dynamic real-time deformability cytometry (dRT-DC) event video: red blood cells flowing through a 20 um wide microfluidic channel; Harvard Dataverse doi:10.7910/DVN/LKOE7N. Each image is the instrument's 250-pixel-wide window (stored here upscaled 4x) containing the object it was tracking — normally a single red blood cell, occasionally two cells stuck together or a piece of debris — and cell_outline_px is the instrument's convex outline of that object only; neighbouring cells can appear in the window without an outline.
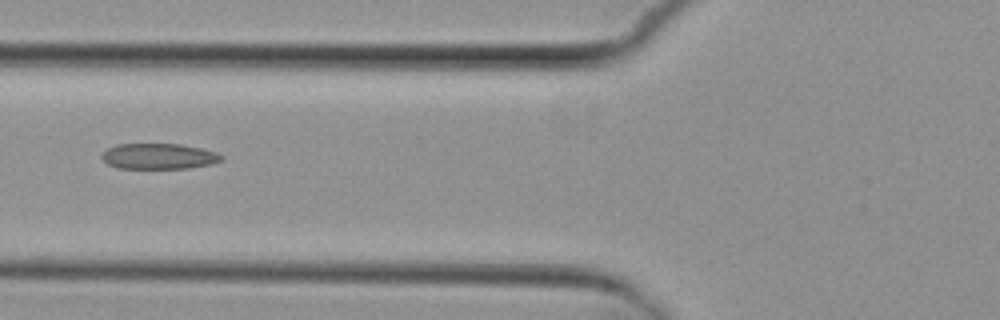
{"species": "common noctule bat (a hibernating species)", "species_latin": "Nyctalus noctula", "temperature_condition": "cold", "stored_images_in_passage": 5, "camera_frame_rate_fps": 3000, "um_per_image_px": 0.085, "animal": {"sex": "female", "body_mass_g": 29.2, "forearm_length_mm": 56.3}, "frame": {"image": 1, "passage_image": 5, "time_ms": 4.667, "image_size_px": [1000, 320], "cell_outline_px": [[224, 160], [212, 164], [188, 168], [116, 168], [108, 164], [100, 156], [108, 148], [116, 144], [180, 144], [200, 148], [216, 152], [224, 156]], "centroid_in_image_um": [13.52, 13.28], "position_along_channel_um": 112.3, "area_um2": 17.92}}